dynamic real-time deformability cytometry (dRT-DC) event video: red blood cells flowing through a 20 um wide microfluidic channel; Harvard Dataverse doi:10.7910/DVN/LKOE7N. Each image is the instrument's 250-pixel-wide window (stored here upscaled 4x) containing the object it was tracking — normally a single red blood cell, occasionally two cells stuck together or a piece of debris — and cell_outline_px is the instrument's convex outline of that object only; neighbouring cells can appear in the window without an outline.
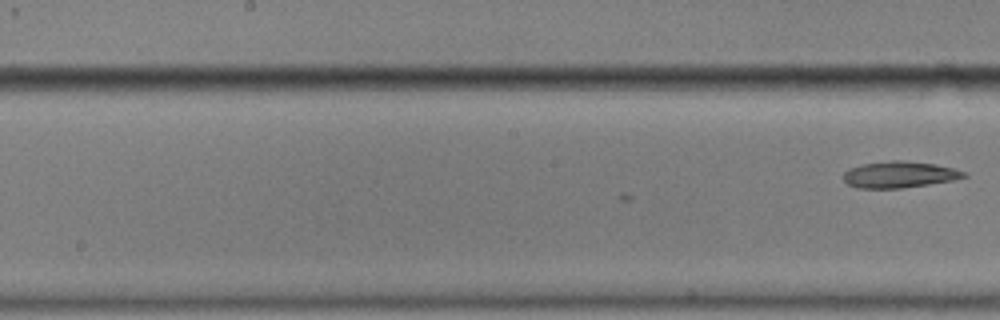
{"species": "common noctule bat (a hibernating species)", "species_latin": "Nyctalus noctula", "temperature_condition": "cold", "stored_images_in_passage": 14, "camera_frame_rate_fps": 3000, "um_per_image_px": 0.085, "animal": {"sex": "male", "body_mass_g": 17.9}, "frame": {"image": 1, "passage_image": 14, "time_ms": 4.333, "image_size_px": [1000, 320], "cell_outline_px": [[968, 176], [952, 180], [928, 184], [900, 188], [856, 188], [848, 184], [844, 180], [844, 172], [860, 164], [892, 160], [900, 160], [936, 164], [952, 168], [964, 172]], "centroid_in_image_um": [76.42, 14.83], "position_along_channel_um": 171.8, "area_um2": 18.32}}